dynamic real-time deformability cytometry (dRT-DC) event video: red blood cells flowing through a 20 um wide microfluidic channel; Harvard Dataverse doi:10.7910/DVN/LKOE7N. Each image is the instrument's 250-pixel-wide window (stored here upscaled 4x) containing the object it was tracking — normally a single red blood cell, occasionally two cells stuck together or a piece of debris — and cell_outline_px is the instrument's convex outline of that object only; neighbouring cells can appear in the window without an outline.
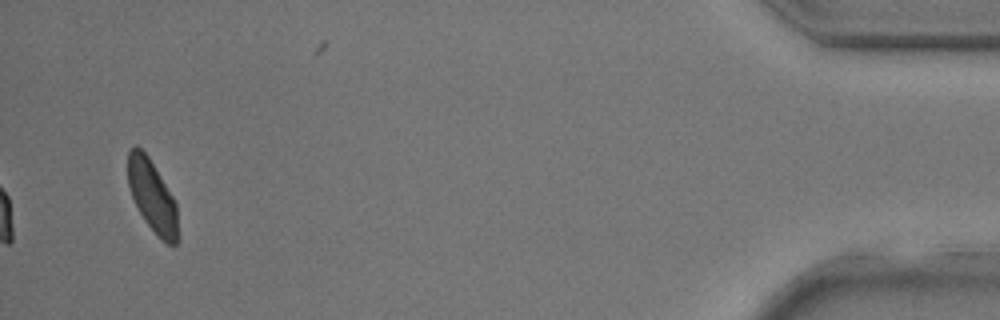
{"species": "common noctule bat (a hibernating species)", "species_latin": "Nyctalus noctula", "temperature_condition": "room temperature", "stored_images_in_passage": 25, "camera_frame_rate_fps": 3000, "um_per_image_px": 0.085, "animal": {"sex": "male", "body_mass_g": 17.9, "forearm_length_mm": 54.2}, "frame": {"image": 1, "passage_image": 25, "time_ms": 8.0, "image_size_px": [1000, 320], "cell_outline_px": [[176, 244], [168, 244], [160, 240], [144, 220], [132, 196], [128, 184], [128, 152], [136, 144], [148, 156], [172, 196], [176, 204]], "centroid_in_image_um": [12.91, 16.66], "position_along_channel_um": 422.3, "area_um2": 20.35}}